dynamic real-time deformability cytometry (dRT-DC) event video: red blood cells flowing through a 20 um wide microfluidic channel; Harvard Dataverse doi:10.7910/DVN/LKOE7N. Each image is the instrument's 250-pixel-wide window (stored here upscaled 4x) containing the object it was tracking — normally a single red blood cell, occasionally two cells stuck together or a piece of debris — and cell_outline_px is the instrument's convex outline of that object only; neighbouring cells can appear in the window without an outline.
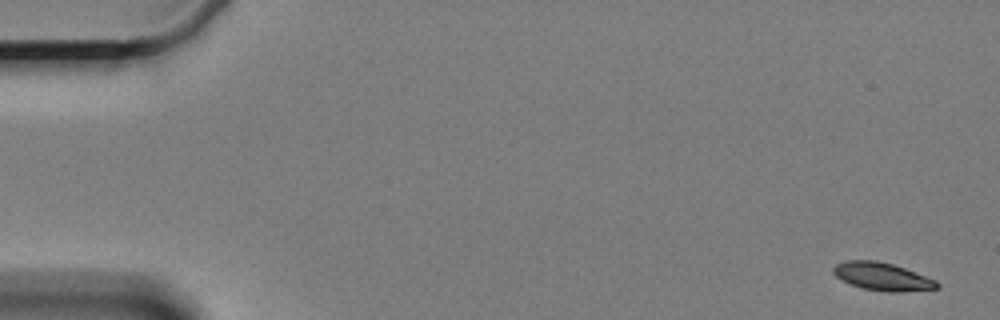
{"species": "Egyptian fruit bat (a non-hibernating species)", "species_latin": "Rousettus aegyptiacus", "temperature_condition": "cold", "stored_images_in_passage": 8, "camera_frame_rate_fps": 3000, "um_per_image_px": 0.085, "animal": {"sex": "female"}, "frame": {"image": 1, "passage_image": 1, "time_ms": 0.0, "image_size_px": [1000, 320], "cell_outline_px": [[940, 288], [900, 292], [884, 292], [860, 288], [840, 280], [832, 272], [832, 268], [836, 264], [844, 260], [876, 260], [892, 264], [904, 268], [936, 280], [940, 284]], "centroid_in_image_um": [74.96, 23.51], "position_along_channel_um": 10.0, "area_um2": 17.05}}
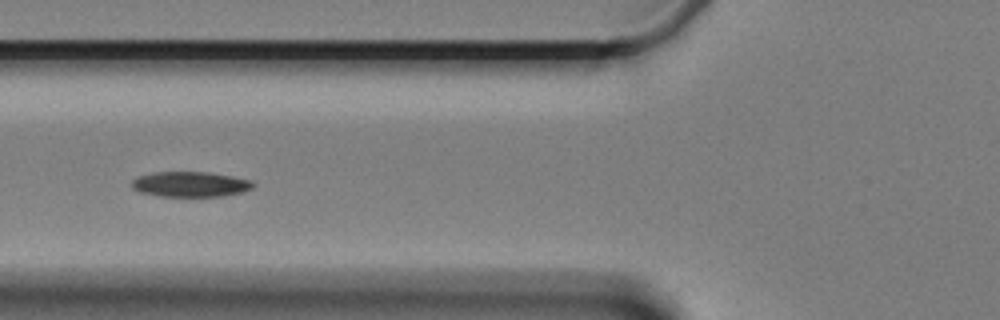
{"frame": {"image": 2, "passage_image": 5, "time_ms": 7.0, "image_size_px": [1000, 320], "cell_outline_px": [[256, 184], [252, 188], [244, 192], [224, 196], [160, 196], [140, 192], [132, 188], [132, 180], [136, 176], [152, 172], [208, 172], [232, 176], [252, 180]], "centroid_in_image_um": [16.2, 15.65], "position_along_channel_um": 109.6, "area_um2": 18.03}}
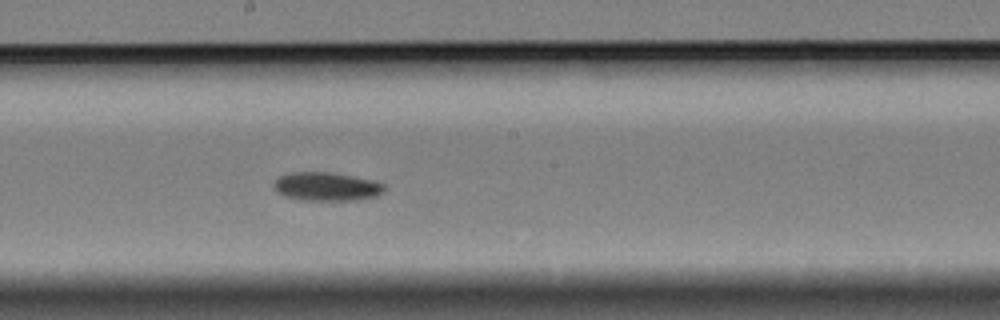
{"frame": {"image": 3, "passage_image": 8, "time_ms": 10.333, "image_size_px": [1000, 320], "cell_outline_px": [[388, 188], [384, 192], [376, 196], [356, 200], [300, 200], [284, 196], [276, 192], [272, 188], [272, 184], [280, 176], [292, 172], [328, 172], [352, 176], [372, 180], [384, 184]], "centroid_in_image_um": [27.74, 15.86], "position_along_channel_um": 220.5, "area_um2": 18.55}}